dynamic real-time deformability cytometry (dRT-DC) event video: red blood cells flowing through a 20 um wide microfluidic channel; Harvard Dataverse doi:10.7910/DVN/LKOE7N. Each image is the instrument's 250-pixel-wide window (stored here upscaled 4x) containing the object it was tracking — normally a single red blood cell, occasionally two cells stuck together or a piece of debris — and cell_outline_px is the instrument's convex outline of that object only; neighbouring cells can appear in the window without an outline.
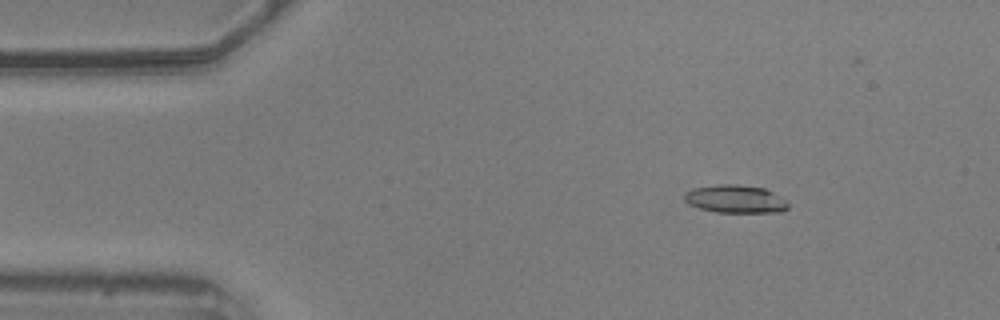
{"species": "common noctule bat (a hibernating species)", "species_latin": "Nyctalus noctula", "temperature_condition": "warm", "stored_images_in_passage": 46, "camera_frame_rate_fps": 3000, "um_per_image_px": 0.085, "animal": {"sex": "male", "body_mass_g": 20.5, "forearm_length_mm": 52.5}, "frame": {"image": 1, "passage_image": 8, "time_ms": 2.333, "image_size_px": [1000, 320], "cell_outline_px": [[788, 208], [784, 212], [716, 212], [700, 208], [688, 204], [684, 200], [684, 196], [692, 188], [716, 184], [736, 184], [764, 188], [780, 196], [788, 204]], "centroid_in_image_um": [62.5, 16.91], "position_along_channel_um": 22.5, "area_um2": 16.88}}
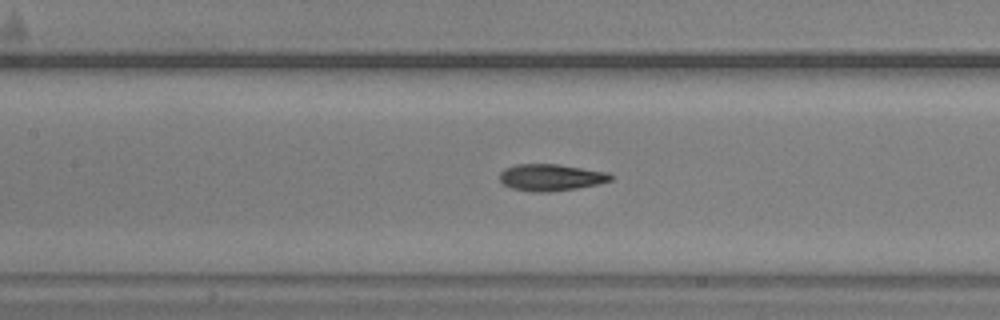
{"frame": {"image": 2, "passage_image": 25, "time_ms": 8.0, "image_size_px": [1000, 320], "cell_outline_px": [[612, 180], [596, 184], [576, 188], [548, 192], [532, 192], [512, 188], [504, 184], [500, 180], [500, 172], [504, 168], [516, 164], [560, 164], [608, 172], [612, 176]], "centroid_in_image_um": [46.81, 15.07], "position_along_channel_um": 160.6, "area_um2": 17.28}}
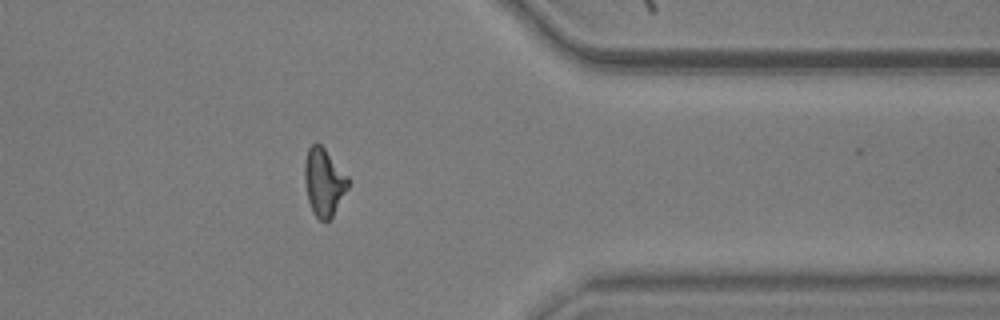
{"frame": {"image": 3, "passage_image": 45, "time_ms": 14.667, "image_size_px": [1000, 320], "cell_outline_px": [[352, 180], [348, 188], [332, 216], [324, 224], [312, 212], [308, 200], [304, 180], [304, 164], [308, 148], [312, 144], [320, 144], [324, 148]], "centroid_in_image_um": [27.54, 15.49], "position_along_channel_um": 383.9, "area_um2": 17.28}}